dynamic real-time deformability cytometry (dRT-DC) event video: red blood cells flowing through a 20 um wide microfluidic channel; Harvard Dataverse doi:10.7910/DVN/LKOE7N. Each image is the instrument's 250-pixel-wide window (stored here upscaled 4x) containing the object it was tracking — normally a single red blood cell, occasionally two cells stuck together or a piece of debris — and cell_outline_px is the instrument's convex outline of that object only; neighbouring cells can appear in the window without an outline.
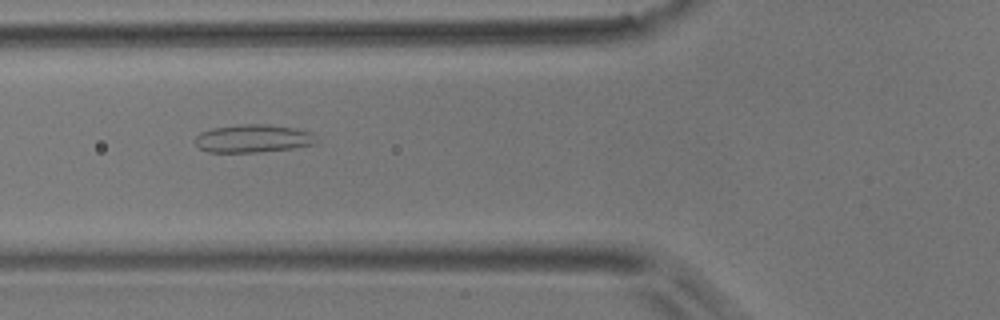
{"species": "common noctule bat (a hibernating species)", "species_latin": "Nyctalus noctula", "temperature_condition": "room temperature", "stored_images_in_passage": 32, "camera_frame_rate_fps": 3000, "um_per_image_px": 0.085, "animal": {"sex": "male", "body_mass_g": 17.9}, "frame": {"image": 1, "passage_image": 9, "time_ms": 2.667, "image_size_px": [1000, 320], "cell_outline_px": [[316, 144], [292, 148], [256, 152], [208, 152], [200, 148], [196, 144], [196, 136], [200, 132], [212, 128], [240, 124], [268, 124], [296, 128], [312, 132]], "centroid_in_image_um": [21.5, 11.76], "position_along_channel_um": 104.3, "area_um2": 19.71}}
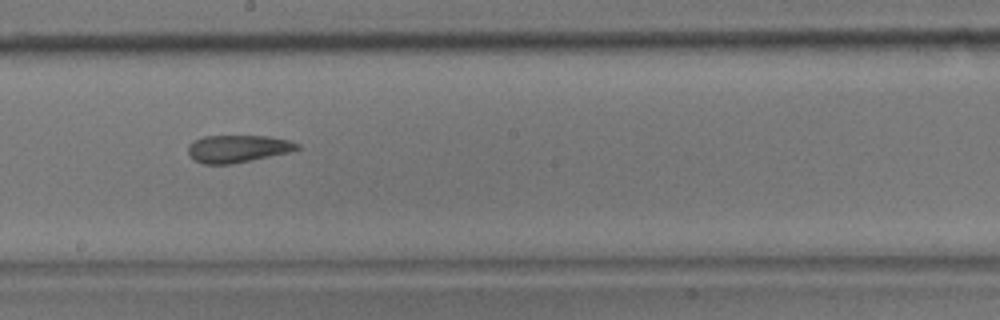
{"frame": {"image": 2, "passage_image": 19, "time_ms": 6.0, "image_size_px": [1000, 320], "cell_outline_px": [[300, 148], [288, 152], [232, 164], [204, 164], [188, 156], [188, 144], [192, 140], [204, 136], [268, 136], [288, 140], [300, 144]], "centroid_in_image_um": [20.16, 12.63], "position_along_channel_um": 228.0, "area_um2": 17.4}}
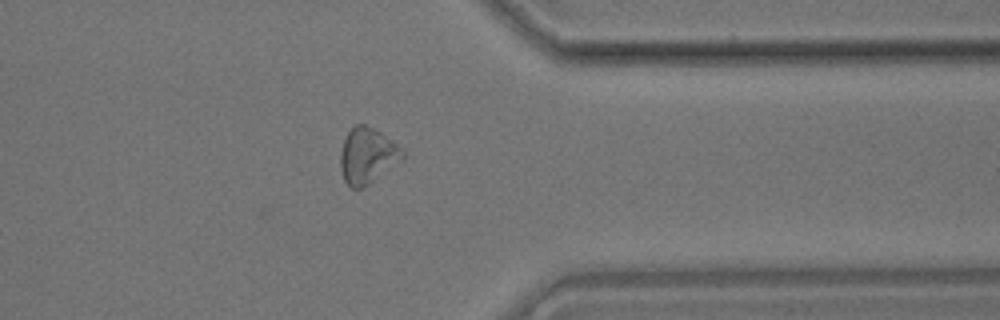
{"frame": {"image": 3, "passage_image": 32, "time_ms": 10.333, "image_size_px": [1000, 320], "cell_outline_px": [[404, 156], [400, 160], [368, 184], [360, 188], [352, 188], [344, 180], [340, 168], [340, 152], [344, 140], [348, 132], [356, 124], [364, 124], [372, 128], [396, 144], [404, 152]], "centroid_in_image_um": [31.17, 13.23], "position_along_channel_um": 380.2, "area_um2": 19.48}, "authors_computed_cell_mechanics": {"area_um2": 18.0914, "velocity_mm_per_s": 3.7029, "shape_relaxation_time_tau1_ms": null, "shape_relaxation_time_tau2_ms": 3.67, "deformation_change_tau1": null, "deformation_change_tau2": 0.125}}